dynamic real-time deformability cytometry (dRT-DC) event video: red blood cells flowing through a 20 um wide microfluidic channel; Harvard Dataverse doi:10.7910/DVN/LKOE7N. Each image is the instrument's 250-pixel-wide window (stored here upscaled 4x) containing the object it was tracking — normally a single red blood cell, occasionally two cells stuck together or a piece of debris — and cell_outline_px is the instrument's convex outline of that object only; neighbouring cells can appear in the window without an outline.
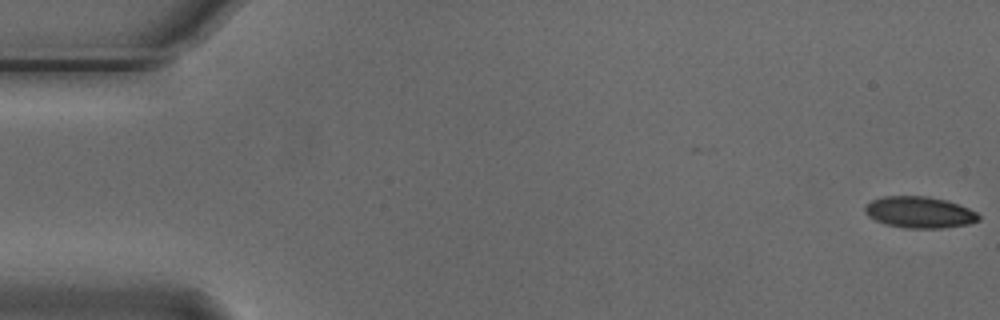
{"species": "Egyptian fruit bat (a non-hibernating species)", "species_latin": "Rousettus aegyptiacus", "temperature_condition": "cold", "stored_images_in_passage": 56, "camera_frame_rate_fps": 3000, "um_per_image_px": 0.085, "animal": {"sex": "male"}, "frame": {"image": 1, "passage_image": 1, "time_ms": 0.0, "image_size_px": [1000, 320], "cell_outline_px": [[980, 220], [968, 224], [940, 228], [904, 228], [884, 224], [868, 216], [864, 212], [864, 204], [872, 200], [884, 196], [928, 196], [948, 200], [968, 208], [976, 212], [980, 216]], "centroid_in_image_um": [78.13, 18.04], "position_along_channel_um": 6.9, "area_um2": 20.98}}
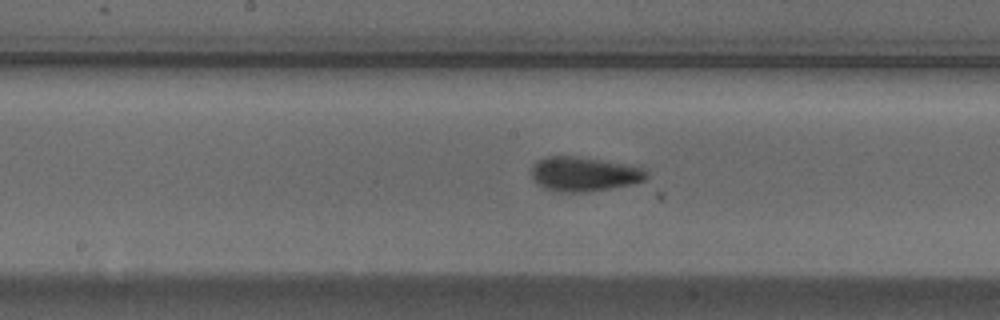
{"frame": {"image": 2, "passage_image": 28, "time_ms": 9.0, "image_size_px": [1000, 320], "cell_outline_px": [[648, 176], [644, 180], [632, 184], [584, 192], [560, 192], [544, 188], [532, 176], [532, 168], [540, 160], [548, 156], [572, 156], [600, 160], [644, 168], [648, 172]], "centroid_in_image_um": [49.67, 14.8], "position_along_channel_um": 198.5, "area_um2": 22.48}}
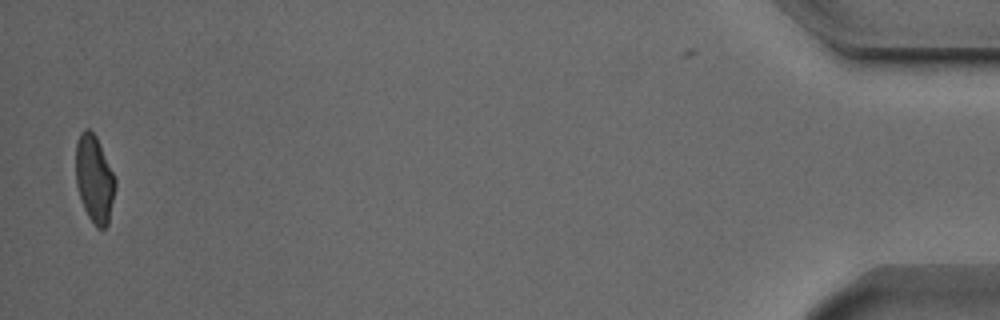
{"frame": {"image": 3, "passage_image": 54, "time_ms": 17.667, "image_size_px": [1000, 320], "cell_outline_px": [[116, 184], [108, 224], [104, 228], [96, 228], [88, 216], [84, 208], [76, 184], [76, 144], [80, 132], [84, 128], [88, 128], [96, 136], [116, 180]], "centroid_in_image_um": [8.01, 15.21], "position_along_channel_um": 427.2, "area_um2": 19.88}, "authors_computed_cell_mechanics": {"area_um2": 21.4149, "velocity_mm_per_s": 3.7505, "shape_relaxation_time_tau1_ms": 4.8548, "shape_relaxation_time_tau2_ms": 2.0515, "deformation_change_tau1": 0.1424, "deformation_change_tau2": 0.076}}